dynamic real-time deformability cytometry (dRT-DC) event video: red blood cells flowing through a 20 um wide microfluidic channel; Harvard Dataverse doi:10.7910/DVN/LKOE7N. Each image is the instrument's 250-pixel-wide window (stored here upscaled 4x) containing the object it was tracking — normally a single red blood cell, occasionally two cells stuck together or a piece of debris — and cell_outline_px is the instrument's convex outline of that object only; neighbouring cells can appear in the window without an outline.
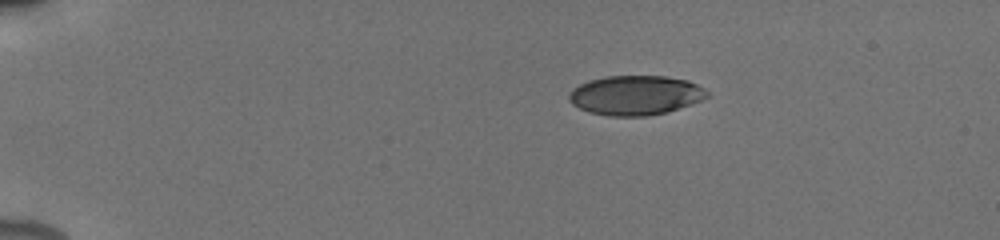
{"species": "human", "species_latin": "Homo sapiens", "temperature_condition": "cold", "stored_images_in_passage": 14, "camera_frame_rate_fps": 3000, "um_per_image_px": 0.085, "donor": {"sex": "male"}, "frame": {"image": 1, "passage_image": 5, "time_ms": 2.667, "image_size_px": [1000, 240], "cell_outline_px": [[708, 96], [692, 104], [664, 112], [644, 116], [608, 116], [588, 112], [572, 104], [568, 100], [568, 96], [572, 88], [588, 80], [604, 76], [668, 76], [688, 80], [704, 88], [708, 92]], "centroid_in_image_um": [53.98, 8.08], "position_along_channel_um": 31.0, "area_um2": 31.85}}